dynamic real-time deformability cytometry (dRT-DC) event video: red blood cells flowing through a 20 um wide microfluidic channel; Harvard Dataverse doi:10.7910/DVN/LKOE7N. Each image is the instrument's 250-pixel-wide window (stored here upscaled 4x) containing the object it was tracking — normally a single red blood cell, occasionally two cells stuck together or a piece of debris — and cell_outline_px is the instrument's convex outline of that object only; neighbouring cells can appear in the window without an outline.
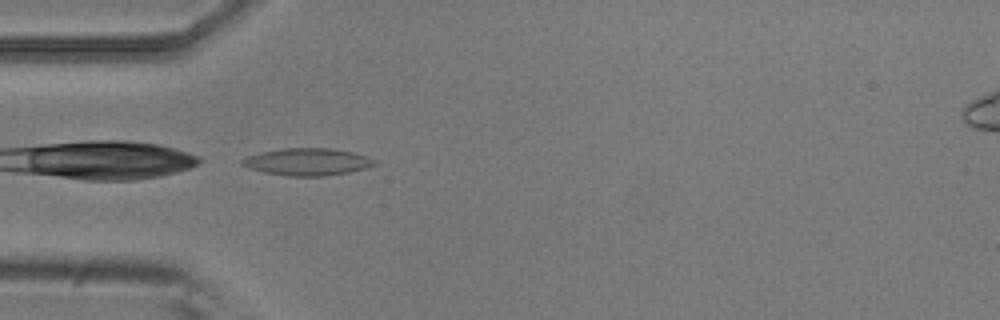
{"species": "common noctule bat (a hibernating species)", "species_latin": "Nyctalus noctula", "temperature_condition": "room temperature", "stored_images_in_passage": 4, "camera_frame_rate_fps": 3000, "um_per_image_px": 0.085, "animal": {"sex": "male", "body_mass_g": 20.5, "forearm_length_mm": 52.5}, "frame": {"image": 1, "passage_image": 4, "time_ms": 1.0, "image_size_px": [1000, 320], "cell_outline_px": [[376, 164], [364, 168], [348, 172], [324, 176], [288, 176], [264, 172], [248, 168], [240, 164], [240, 160], [248, 156], [260, 152], [284, 148], [328, 148], [352, 152], [376, 160]], "centroid_in_image_um": [26.07, 13.75], "position_along_channel_um": 58.9, "area_um2": 20.81}}